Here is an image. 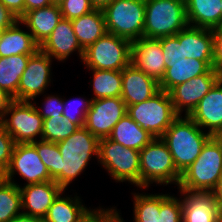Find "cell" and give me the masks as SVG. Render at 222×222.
<instances>
[{"label":"cell","mask_w":222,"mask_h":222,"mask_svg":"<svg viewBox=\"0 0 222 222\" xmlns=\"http://www.w3.org/2000/svg\"><path fill=\"white\" fill-rule=\"evenodd\" d=\"M61 158V173L54 181L63 189L84 173L92 157L98 161L99 139L85 127L78 128L72 135L57 142Z\"/></svg>","instance_id":"6da1fadb"},{"label":"cell","mask_w":222,"mask_h":222,"mask_svg":"<svg viewBox=\"0 0 222 222\" xmlns=\"http://www.w3.org/2000/svg\"><path fill=\"white\" fill-rule=\"evenodd\" d=\"M211 135L189 116L179 115L161 139L167 144L178 172L182 174L200 155Z\"/></svg>","instance_id":"7a4b0ae2"},{"label":"cell","mask_w":222,"mask_h":222,"mask_svg":"<svg viewBox=\"0 0 222 222\" xmlns=\"http://www.w3.org/2000/svg\"><path fill=\"white\" fill-rule=\"evenodd\" d=\"M140 188L148 190L151 184L156 186L174 185L178 187L181 174L174 165L167 144L161 138H154L139 154Z\"/></svg>","instance_id":"3957f363"},{"label":"cell","mask_w":222,"mask_h":222,"mask_svg":"<svg viewBox=\"0 0 222 222\" xmlns=\"http://www.w3.org/2000/svg\"><path fill=\"white\" fill-rule=\"evenodd\" d=\"M222 175V150L211 137L197 159L181 174L177 189L214 191Z\"/></svg>","instance_id":"277c9868"},{"label":"cell","mask_w":222,"mask_h":222,"mask_svg":"<svg viewBox=\"0 0 222 222\" xmlns=\"http://www.w3.org/2000/svg\"><path fill=\"white\" fill-rule=\"evenodd\" d=\"M187 26L185 0H145L144 37L175 36Z\"/></svg>","instance_id":"5b68a950"},{"label":"cell","mask_w":222,"mask_h":222,"mask_svg":"<svg viewBox=\"0 0 222 222\" xmlns=\"http://www.w3.org/2000/svg\"><path fill=\"white\" fill-rule=\"evenodd\" d=\"M140 151L112 141L99 139L98 161L115 182H128L140 189Z\"/></svg>","instance_id":"8992f818"},{"label":"cell","mask_w":222,"mask_h":222,"mask_svg":"<svg viewBox=\"0 0 222 222\" xmlns=\"http://www.w3.org/2000/svg\"><path fill=\"white\" fill-rule=\"evenodd\" d=\"M127 114L154 138H161L179 116L169 93L161 89L146 101L128 106Z\"/></svg>","instance_id":"52a82bcc"},{"label":"cell","mask_w":222,"mask_h":222,"mask_svg":"<svg viewBox=\"0 0 222 222\" xmlns=\"http://www.w3.org/2000/svg\"><path fill=\"white\" fill-rule=\"evenodd\" d=\"M103 13L107 33L131 42L144 37L145 0H113Z\"/></svg>","instance_id":"ba28073f"},{"label":"cell","mask_w":222,"mask_h":222,"mask_svg":"<svg viewBox=\"0 0 222 222\" xmlns=\"http://www.w3.org/2000/svg\"><path fill=\"white\" fill-rule=\"evenodd\" d=\"M131 41L106 33L84 50L86 69L119 70L130 64Z\"/></svg>","instance_id":"9c48e42d"},{"label":"cell","mask_w":222,"mask_h":222,"mask_svg":"<svg viewBox=\"0 0 222 222\" xmlns=\"http://www.w3.org/2000/svg\"><path fill=\"white\" fill-rule=\"evenodd\" d=\"M1 124L15 144L42 140L44 119L32 102L14 100L1 116Z\"/></svg>","instance_id":"30bf717a"},{"label":"cell","mask_w":222,"mask_h":222,"mask_svg":"<svg viewBox=\"0 0 222 222\" xmlns=\"http://www.w3.org/2000/svg\"><path fill=\"white\" fill-rule=\"evenodd\" d=\"M16 174L26 181L24 185L52 181L46 165L31 143L15 144L9 167L3 175L4 180L20 188L22 184L14 180Z\"/></svg>","instance_id":"8fae6325"},{"label":"cell","mask_w":222,"mask_h":222,"mask_svg":"<svg viewBox=\"0 0 222 222\" xmlns=\"http://www.w3.org/2000/svg\"><path fill=\"white\" fill-rule=\"evenodd\" d=\"M127 114L121 97H107L91 101L84 127L98 139L108 138L114 126Z\"/></svg>","instance_id":"7c38bea8"},{"label":"cell","mask_w":222,"mask_h":222,"mask_svg":"<svg viewBox=\"0 0 222 222\" xmlns=\"http://www.w3.org/2000/svg\"><path fill=\"white\" fill-rule=\"evenodd\" d=\"M53 59L40 49L29 58L27 67L23 72L19 87L18 101H34L43 95L51 86Z\"/></svg>","instance_id":"4fadbf2b"},{"label":"cell","mask_w":222,"mask_h":222,"mask_svg":"<svg viewBox=\"0 0 222 222\" xmlns=\"http://www.w3.org/2000/svg\"><path fill=\"white\" fill-rule=\"evenodd\" d=\"M220 78L219 73L211 68L206 74L173 87L168 93L175 112L178 115L184 113L185 116H189Z\"/></svg>","instance_id":"5bb4252c"},{"label":"cell","mask_w":222,"mask_h":222,"mask_svg":"<svg viewBox=\"0 0 222 222\" xmlns=\"http://www.w3.org/2000/svg\"><path fill=\"white\" fill-rule=\"evenodd\" d=\"M178 191L182 222H222V211L212 191Z\"/></svg>","instance_id":"9a60e30c"},{"label":"cell","mask_w":222,"mask_h":222,"mask_svg":"<svg viewBox=\"0 0 222 222\" xmlns=\"http://www.w3.org/2000/svg\"><path fill=\"white\" fill-rule=\"evenodd\" d=\"M130 63L159 83L166 70L160 40L142 37L133 41Z\"/></svg>","instance_id":"2e32d148"},{"label":"cell","mask_w":222,"mask_h":222,"mask_svg":"<svg viewBox=\"0 0 222 222\" xmlns=\"http://www.w3.org/2000/svg\"><path fill=\"white\" fill-rule=\"evenodd\" d=\"M40 50L59 62H66L76 51L80 62L84 56V50L77 40L71 20L65 18L57 24L47 40L40 46Z\"/></svg>","instance_id":"e0dca14e"},{"label":"cell","mask_w":222,"mask_h":222,"mask_svg":"<svg viewBox=\"0 0 222 222\" xmlns=\"http://www.w3.org/2000/svg\"><path fill=\"white\" fill-rule=\"evenodd\" d=\"M22 213L44 218L49 207L63 191L54 181L23 185L20 188Z\"/></svg>","instance_id":"ac0fdd59"},{"label":"cell","mask_w":222,"mask_h":222,"mask_svg":"<svg viewBox=\"0 0 222 222\" xmlns=\"http://www.w3.org/2000/svg\"><path fill=\"white\" fill-rule=\"evenodd\" d=\"M189 117L210 135L222 128V77L200 100Z\"/></svg>","instance_id":"d6986e66"},{"label":"cell","mask_w":222,"mask_h":222,"mask_svg":"<svg viewBox=\"0 0 222 222\" xmlns=\"http://www.w3.org/2000/svg\"><path fill=\"white\" fill-rule=\"evenodd\" d=\"M159 83L131 63L122 70L121 98L126 106L138 104L151 98L158 91Z\"/></svg>","instance_id":"ffe728a7"},{"label":"cell","mask_w":222,"mask_h":222,"mask_svg":"<svg viewBox=\"0 0 222 222\" xmlns=\"http://www.w3.org/2000/svg\"><path fill=\"white\" fill-rule=\"evenodd\" d=\"M175 36L179 39L182 59L213 61L214 36L212 29L188 25Z\"/></svg>","instance_id":"44dd1931"},{"label":"cell","mask_w":222,"mask_h":222,"mask_svg":"<svg viewBox=\"0 0 222 222\" xmlns=\"http://www.w3.org/2000/svg\"><path fill=\"white\" fill-rule=\"evenodd\" d=\"M62 18L59 4H51L28 11L19 20L27 27L35 42L41 46Z\"/></svg>","instance_id":"7402d4cb"},{"label":"cell","mask_w":222,"mask_h":222,"mask_svg":"<svg viewBox=\"0 0 222 222\" xmlns=\"http://www.w3.org/2000/svg\"><path fill=\"white\" fill-rule=\"evenodd\" d=\"M214 68L213 61H200L197 59L170 60L159 88L169 92L173 87L191 80L194 77L206 74Z\"/></svg>","instance_id":"603a6c76"},{"label":"cell","mask_w":222,"mask_h":222,"mask_svg":"<svg viewBox=\"0 0 222 222\" xmlns=\"http://www.w3.org/2000/svg\"><path fill=\"white\" fill-rule=\"evenodd\" d=\"M65 192L63 190L54 200L43 222H82L94 210L85 206L77 193L69 196L64 195Z\"/></svg>","instance_id":"cb8c5ba5"},{"label":"cell","mask_w":222,"mask_h":222,"mask_svg":"<svg viewBox=\"0 0 222 222\" xmlns=\"http://www.w3.org/2000/svg\"><path fill=\"white\" fill-rule=\"evenodd\" d=\"M39 49L40 46L35 42L32 34L20 20L13 26L6 28L0 40V57L19 54L34 55Z\"/></svg>","instance_id":"d4e9b609"},{"label":"cell","mask_w":222,"mask_h":222,"mask_svg":"<svg viewBox=\"0 0 222 222\" xmlns=\"http://www.w3.org/2000/svg\"><path fill=\"white\" fill-rule=\"evenodd\" d=\"M185 7L189 26L221 27V0H185Z\"/></svg>","instance_id":"484cf974"},{"label":"cell","mask_w":222,"mask_h":222,"mask_svg":"<svg viewBox=\"0 0 222 222\" xmlns=\"http://www.w3.org/2000/svg\"><path fill=\"white\" fill-rule=\"evenodd\" d=\"M77 40L83 50L107 33L103 10L94 9L71 20Z\"/></svg>","instance_id":"4316f807"},{"label":"cell","mask_w":222,"mask_h":222,"mask_svg":"<svg viewBox=\"0 0 222 222\" xmlns=\"http://www.w3.org/2000/svg\"><path fill=\"white\" fill-rule=\"evenodd\" d=\"M108 139L124 147L142 150L154 137L143 130L131 117L126 114L114 126Z\"/></svg>","instance_id":"83f0119b"},{"label":"cell","mask_w":222,"mask_h":222,"mask_svg":"<svg viewBox=\"0 0 222 222\" xmlns=\"http://www.w3.org/2000/svg\"><path fill=\"white\" fill-rule=\"evenodd\" d=\"M32 55L0 57V88L18 101V87L21 76Z\"/></svg>","instance_id":"f1b7e54d"},{"label":"cell","mask_w":222,"mask_h":222,"mask_svg":"<svg viewBox=\"0 0 222 222\" xmlns=\"http://www.w3.org/2000/svg\"><path fill=\"white\" fill-rule=\"evenodd\" d=\"M93 75L90 84L93 90L92 100L107 97H121L122 94V71L88 69Z\"/></svg>","instance_id":"f546056e"},{"label":"cell","mask_w":222,"mask_h":222,"mask_svg":"<svg viewBox=\"0 0 222 222\" xmlns=\"http://www.w3.org/2000/svg\"><path fill=\"white\" fill-rule=\"evenodd\" d=\"M133 195V221L134 222H158L160 205L170 193L147 194L145 192H132Z\"/></svg>","instance_id":"4dcf8cb0"},{"label":"cell","mask_w":222,"mask_h":222,"mask_svg":"<svg viewBox=\"0 0 222 222\" xmlns=\"http://www.w3.org/2000/svg\"><path fill=\"white\" fill-rule=\"evenodd\" d=\"M22 213L21 193L17 185L0 181V222H9Z\"/></svg>","instance_id":"1f68e13d"},{"label":"cell","mask_w":222,"mask_h":222,"mask_svg":"<svg viewBox=\"0 0 222 222\" xmlns=\"http://www.w3.org/2000/svg\"><path fill=\"white\" fill-rule=\"evenodd\" d=\"M78 128L67 117L46 118L43 124L42 140L57 143L72 135Z\"/></svg>","instance_id":"d6a6232c"},{"label":"cell","mask_w":222,"mask_h":222,"mask_svg":"<svg viewBox=\"0 0 222 222\" xmlns=\"http://www.w3.org/2000/svg\"><path fill=\"white\" fill-rule=\"evenodd\" d=\"M37 150L41 161L46 165L49 175L54 180L62 171L61 158L57 143L37 140L31 143Z\"/></svg>","instance_id":"836d02e7"},{"label":"cell","mask_w":222,"mask_h":222,"mask_svg":"<svg viewBox=\"0 0 222 222\" xmlns=\"http://www.w3.org/2000/svg\"><path fill=\"white\" fill-rule=\"evenodd\" d=\"M91 98L88 100L79 96V98L66 100L63 97L64 110L63 117H67L72 123H75L79 128L84 127L86 113L90 109Z\"/></svg>","instance_id":"e575fe53"},{"label":"cell","mask_w":222,"mask_h":222,"mask_svg":"<svg viewBox=\"0 0 222 222\" xmlns=\"http://www.w3.org/2000/svg\"><path fill=\"white\" fill-rule=\"evenodd\" d=\"M44 101H42V106L35 105L37 102L31 101L37 112L40 114V116L43 119L51 118L55 116H63V110H64V103L63 98L60 95L57 94H48L46 93L43 95Z\"/></svg>","instance_id":"d590c367"},{"label":"cell","mask_w":222,"mask_h":222,"mask_svg":"<svg viewBox=\"0 0 222 222\" xmlns=\"http://www.w3.org/2000/svg\"><path fill=\"white\" fill-rule=\"evenodd\" d=\"M158 222H182L180 197L169 195L160 205Z\"/></svg>","instance_id":"8d00e7d4"},{"label":"cell","mask_w":222,"mask_h":222,"mask_svg":"<svg viewBox=\"0 0 222 222\" xmlns=\"http://www.w3.org/2000/svg\"><path fill=\"white\" fill-rule=\"evenodd\" d=\"M63 18L75 19L94 10L90 0H63L59 3Z\"/></svg>","instance_id":"74e56055"},{"label":"cell","mask_w":222,"mask_h":222,"mask_svg":"<svg viewBox=\"0 0 222 222\" xmlns=\"http://www.w3.org/2000/svg\"><path fill=\"white\" fill-rule=\"evenodd\" d=\"M14 146V139L0 124V172L3 175L9 167Z\"/></svg>","instance_id":"f35d334b"},{"label":"cell","mask_w":222,"mask_h":222,"mask_svg":"<svg viewBox=\"0 0 222 222\" xmlns=\"http://www.w3.org/2000/svg\"><path fill=\"white\" fill-rule=\"evenodd\" d=\"M163 49L164 62L167 66L170 60L182 59V51L179 39L176 36L158 38Z\"/></svg>","instance_id":"ab89813d"},{"label":"cell","mask_w":222,"mask_h":222,"mask_svg":"<svg viewBox=\"0 0 222 222\" xmlns=\"http://www.w3.org/2000/svg\"><path fill=\"white\" fill-rule=\"evenodd\" d=\"M214 36L213 66L222 77V26L212 29Z\"/></svg>","instance_id":"60d3db41"},{"label":"cell","mask_w":222,"mask_h":222,"mask_svg":"<svg viewBox=\"0 0 222 222\" xmlns=\"http://www.w3.org/2000/svg\"><path fill=\"white\" fill-rule=\"evenodd\" d=\"M19 18L0 1V27H11Z\"/></svg>","instance_id":"b9f144b4"},{"label":"cell","mask_w":222,"mask_h":222,"mask_svg":"<svg viewBox=\"0 0 222 222\" xmlns=\"http://www.w3.org/2000/svg\"><path fill=\"white\" fill-rule=\"evenodd\" d=\"M19 19L25 14L24 0H0Z\"/></svg>","instance_id":"7bdbcfd3"},{"label":"cell","mask_w":222,"mask_h":222,"mask_svg":"<svg viewBox=\"0 0 222 222\" xmlns=\"http://www.w3.org/2000/svg\"><path fill=\"white\" fill-rule=\"evenodd\" d=\"M118 210V211H117ZM116 206L103 208V222H125Z\"/></svg>","instance_id":"ee69618b"},{"label":"cell","mask_w":222,"mask_h":222,"mask_svg":"<svg viewBox=\"0 0 222 222\" xmlns=\"http://www.w3.org/2000/svg\"><path fill=\"white\" fill-rule=\"evenodd\" d=\"M24 2L25 13L34 9H39L53 4L52 0H24Z\"/></svg>","instance_id":"f6af8a7d"},{"label":"cell","mask_w":222,"mask_h":222,"mask_svg":"<svg viewBox=\"0 0 222 222\" xmlns=\"http://www.w3.org/2000/svg\"><path fill=\"white\" fill-rule=\"evenodd\" d=\"M13 101V97L0 88V116L7 111Z\"/></svg>","instance_id":"bcb514c9"},{"label":"cell","mask_w":222,"mask_h":222,"mask_svg":"<svg viewBox=\"0 0 222 222\" xmlns=\"http://www.w3.org/2000/svg\"><path fill=\"white\" fill-rule=\"evenodd\" d=\"M103 206L96 207L82 222H103Z\"/></svg>","instance_id":"7dc6e473"},{"label":"cell","mask_w":222,"mask_h":222,"mask_svg":"<svg viewBox=\"0 0 222 222\" xmlns=\"http://www.w3.org/2000/svg\"><path fill=\"white\" fill-rule=\"evenodd\" d=\"M9 222H43L42 218L21 213L13 217Z\"/></svg>","instance_id":"c3c4849f"},{"label":"cell","mask_w":222,"mask_h":222,"mask_svg":"<svg viewBox=\"0 0 222 222\" xmlns=\"http://www.w3.org/2000/svg\"><path fill=\"white\" fill-rule=\"evenodd\" d=\"M214 195H215V198L218 202V205L222 211V175L219 179V182H218V185L217 187L215 188V190L213 191Z\"/></svg>","instance_id":"681fc988"},{"label":"cell","mask_w":222,"mask_h":222,"mask_svg":"<svg viewBox=\"0 0 222 222\" xmlns=\"http://www.w3.org/2000/svg\"><path fill=\"white\" fill-rule=\"evenodd\" d=\"M113 0H90L92 6L95 9L103 10L108 4H110Z\"/></svg>","instance_id":"f907efd6"},{"label":"cell","mask_w":222,"mask_h":222,"mask_svg":"<svg viewBox=\"0 0 222 222\" xmlns=\"http://www.w3.org/2000/svg\"><path fill=\"white\" fill-rule=\"evenodd\" d=\"M211 137L215 140V142L220 146L222 150V128L218 129Z\"/></svg>","instance_id":"816d5d0a"},{"label":"cell","mask_w":222,"mask_h":222,"mask_svg":"<svg viewBox=\"0 0 222 222\" xmlns=\"http://www.w3.org/2000/svg\"><path fill=\"white\" fill-rule=\"evenodd\" d=\"M6 28L8 27H0V40Z\"/></svg>","instance_id":"f5cc1de1"},{"label":"cell","mask_w":222,"mask_h":222,"mask_svg":"<svg viewBox=\"0 0 222 222\" xmlns=\"http://www.w3.org/2000/svg\"><path fill=\"white\" fill-rule=\"evenodd\" d=\"M63 0H52L53 4H59L60 2H62Z\"/></svg>","instance_id":"db71d44e"},{"label":"cell","mask_w":222,"mask_h":222,"mask_svg":"<svg viewBox=\"0 0 222 222\" xmlns=\"http://www.w3.org/2000/svg\"><path fill=\"white\" fill-rule=\"evenodd\" d=\"M221 26H222V0H221Z\"/></svg>","instance_id":"11a10c76"},{"label":"cell","mask_w":222,"mask_h":222,"mask_svg":"<svg viewBox=\"0 0 222 222\" xmlns=\"http://www.w3.org/2000/svg\"><path fill=\"white\" fill-rule=\"evenodd\" d=\"M3 179V174L0 172V181Z\"/></svg>","instance_id":"9f6ffc18"}]
</instances>
